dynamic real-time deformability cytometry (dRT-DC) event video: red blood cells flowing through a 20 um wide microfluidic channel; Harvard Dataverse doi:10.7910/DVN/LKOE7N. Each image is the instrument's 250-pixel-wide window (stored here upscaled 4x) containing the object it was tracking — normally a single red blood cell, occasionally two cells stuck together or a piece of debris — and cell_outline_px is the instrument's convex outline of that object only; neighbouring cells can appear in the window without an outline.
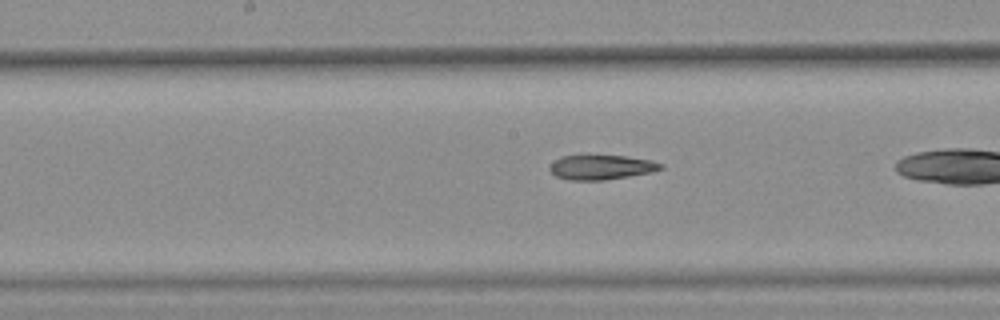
{"species": "common noctule bat (a hibernating species)", "species_latin": "Nyctalus noctula", "temperature_condition": "warm", "stored_images_in_passage": 33, "camera_frame_rate_fps": 3000, "um_per_image_px": 0.085, "animal": {"sex": "female", "body_mass_g": 25.1}, "frame": {"image": 1, "passage_image": 19, "time_ms": 6.0, "image_size_px": [1000, 320], "cell_outline_px": [[664, 168], [652, 172], [604, 180], [568, 180], [556, 176], [548, 168], [560, 156], [624, 156], [652, 160], [664, 164]], "centroid_in_image_um": [51.14, 14.22], "position_along_channel_um": 197.1, "area_um2": 15.78}}